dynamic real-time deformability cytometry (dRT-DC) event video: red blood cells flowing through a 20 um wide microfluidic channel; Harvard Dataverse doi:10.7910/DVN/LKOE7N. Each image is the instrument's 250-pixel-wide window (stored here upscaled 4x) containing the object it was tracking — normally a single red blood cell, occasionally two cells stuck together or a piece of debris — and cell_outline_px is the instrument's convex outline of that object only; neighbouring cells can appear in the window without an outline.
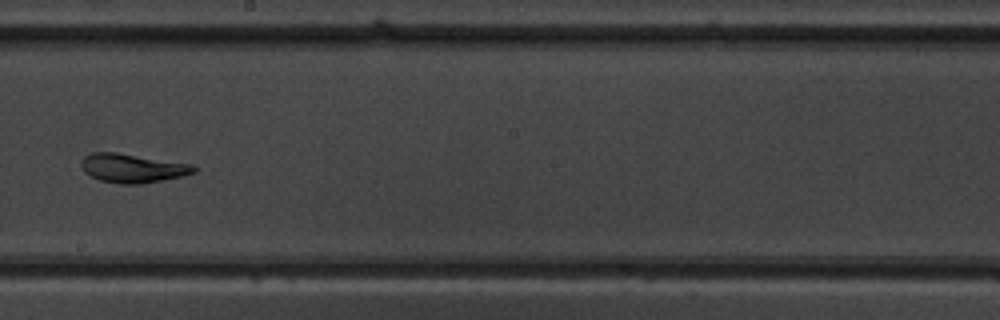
{"species": "common noctule bat (a hibernating species)", "species_latin": "Nyctalus noctula", "temperature_condition": "warm", "stored_images_in_passage": 9, "camera_frame_rate_fps": 3000, "um_per_image_px": 0.085, "animal": {"sex": "male", "body_mass_g": 19.5, "forearm_length_mm": 54.6}, "frame": {"image": 1, "passage_image": 8, "time_ms": 8.0, "image_size_px": [1000, 320], "cell_outline_px": [[196, 172], [184, 176], [140, 184], [120, 184], [100, 180], [84, 172], [80, 164], [84, 156], [92, 152], [116, 152], [196, 164]], "centroid_in_image_um": [11.3, 14.28], "position_along_channel_um": 236.9, "area_um2": 19.19}}
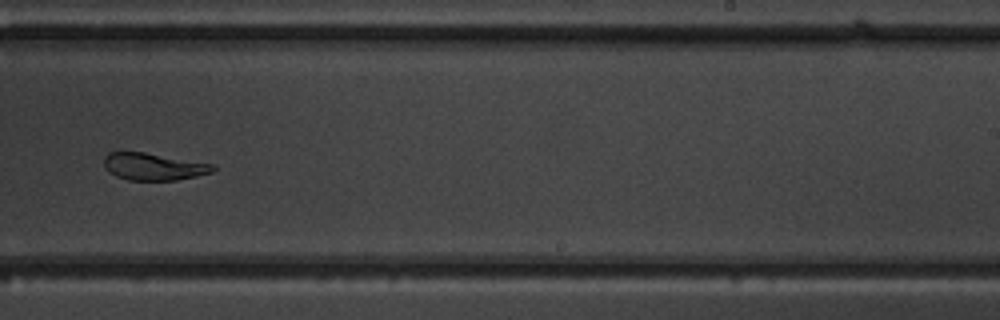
{"frame": {"image": 2, "passage_image": 9, "time_ms": 9.0, "image_size_px": [1000, 320], "cell_outline_px": [[216, 168], [212, 172], [196, 176], [176, 180], [128, 180], [116, 176], [108, 172], [104, 168], [104, 156], [108, 152], [144, 152], [216, 164]], "centroid_in_image_um": [13.05, 14.16], "position_along_channel_um": 276.0, "area_um2": 17.4}}